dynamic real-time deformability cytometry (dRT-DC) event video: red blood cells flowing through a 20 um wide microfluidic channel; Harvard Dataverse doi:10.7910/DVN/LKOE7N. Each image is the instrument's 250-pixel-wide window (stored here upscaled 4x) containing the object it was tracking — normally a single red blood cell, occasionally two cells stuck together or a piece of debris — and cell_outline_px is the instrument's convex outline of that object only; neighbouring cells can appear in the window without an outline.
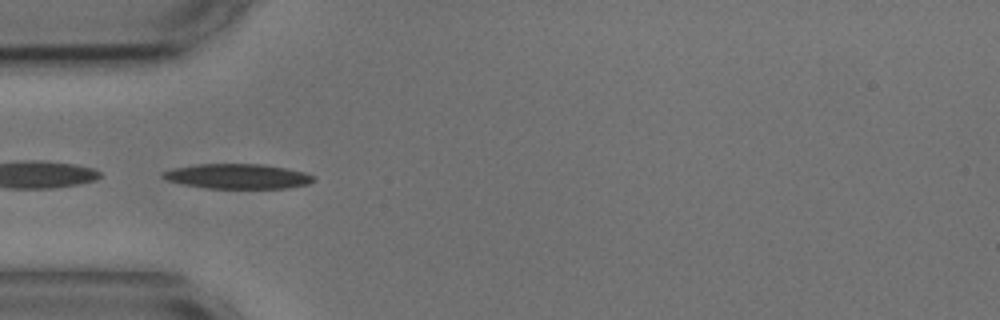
{"species": "common noctule bat (a hibernating species)", "species_latin": "Nyctalus noctula", "temperature_condition": "cold", "stored_images_in_passage": 39, "camera_frame_rate_fps": 3000, "um_per_image_px": 0.085, "animal": {"sex": "male", "body_mass_g": 17.9, "forearm_length_mm": 54.2}, "frame": {"image": 1, "passage_image": 1, "time_ms": 0.0, "image_size_px": [1000, 320], "cell_outline_px": [[316, 180], [308, 184], [288, 188], [204, 188], [184, 184], [168, 180], [160, 176], [160, 172], [172, 168], [196, 164], [264, 164], [288, 168], [304, 172], [312, 176]], "centroid_in_image_um": [20.18, 14.98], "position_along_channel_um": 64.8, "area_um2": 21.96}}
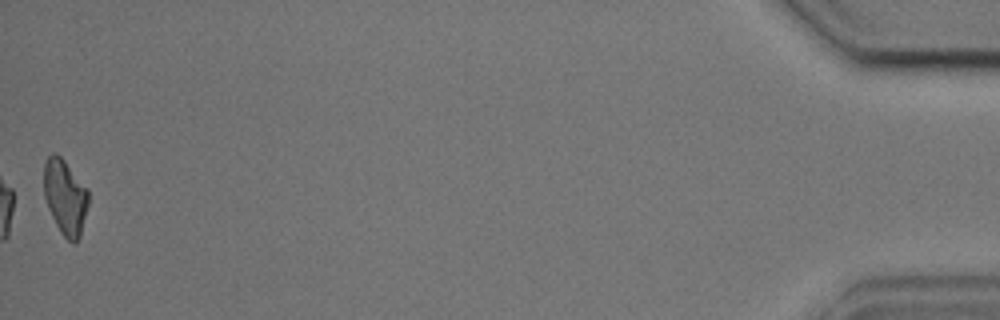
{"frame": {"image": 2, "passage_image": 39, "time_ms": 12.667, "image_size_px": [1000, 320], "cell_outline_px": [[88, 204], [80, 236], [76, 244], [72, 244], [60, 232], [48, 208], [44, 196], [44, 164], [48, 156], [52, 152], [56, 152], [64, 160], [88, 188]], "centroid_in_image_um": [5.54, 16.74], "position_along_channel_um": 429.7, "area_um2": 19.59}, "authors_computed_cell_mechanics": {"area_um2": 20.5768, "velocity_mm_per_s": 3.637, "shape_relaxation_time_tau1_ms": 2.8234, "shape_relaxation_time_tau2_ms": 9.2496, "deformation_change_tau1": 0.1365, "deformation_change_tau2": 0.181}}